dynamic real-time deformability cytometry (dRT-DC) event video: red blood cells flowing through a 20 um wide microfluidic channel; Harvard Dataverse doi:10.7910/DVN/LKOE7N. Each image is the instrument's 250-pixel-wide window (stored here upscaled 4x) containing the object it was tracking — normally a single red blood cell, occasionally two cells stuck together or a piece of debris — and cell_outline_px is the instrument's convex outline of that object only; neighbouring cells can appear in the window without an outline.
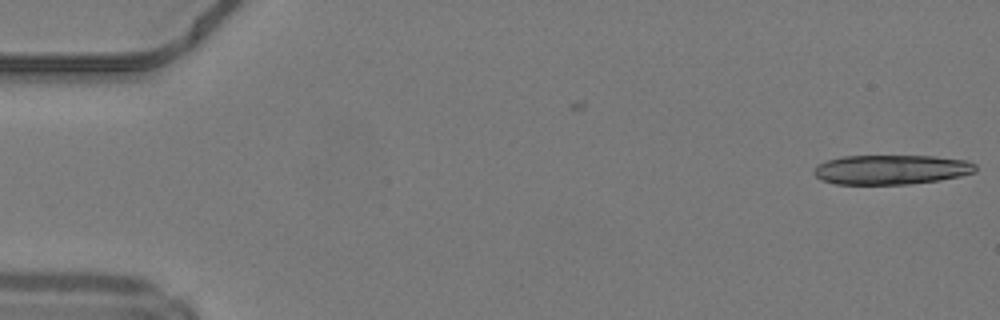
{"species": "common noctule bat (a hibernating species)", "species_latin": "Nyctalus noctula", "temperature_condition": "warm", "stored_images_in_passage": 6, "camera_frame_rate_fps": 3000, "um_per_image_px": 0.085, "animal": {"sex": "male", "body_mass_g": 19.2, "forearm_length_mm": 51.8}, "frame": {"image": 1, "passage_image": 6, "time_ms": 1.667, "image_size_px": [1000, 320], "cell_outline_px": [[976, 172], [960, 176], [940, 180], [908, 184], [836, 184], [820, 180], [812, 172], [816, 164], [828, 160], [844, 156], [932, 156], [968, 160], [976, 164]], "centroid_in_image_um": [75.75, 14.42], "position_along_channel_um": 9.3, "area_um2": 28.03}}